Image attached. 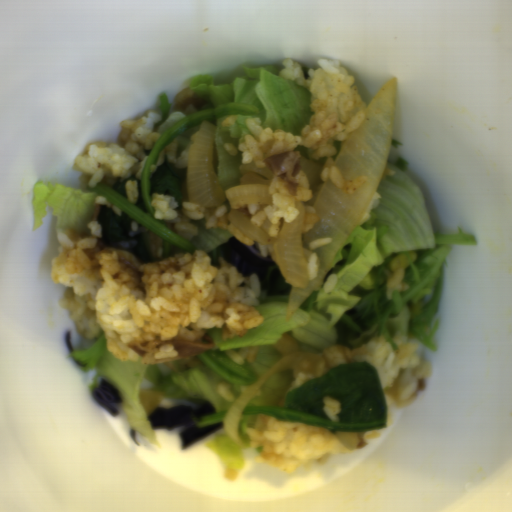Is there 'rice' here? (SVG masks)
<instances>
[{
  "mask_svg": "<svg viewBox=\"0 0 512 512\" xmlns=\"http://www.w3.org/2000/svg\"><path fill=\"white\" fill-rule=\"evenodd\" d=\"M102 226L91 221L87 229L56 230L59 244L51 262L52 283L65 291L60 306L71 311L76 330L87 339L103 334L105 347L120 361H139L126 347L130 340H197L210 328H220L222 340L241 337L260 326V283L219 257L212 265L207 253H176L179 270H162L157 263L142 264L144 290L116 261V252L91 261L82 250L101 241Z\"/></svg>",
  "mask_w": 512,
  "mask_h": 512,
  "instance_id": "1",
  "label": "rice"
},
{
  "mask_svg": "<svg viewBox=\"0 0 512 512\" xmlns=\"http://www.w3.org/2000/svg\"><path fill=\"white\" fill-rule=\"evenodd\" d=\"M281 62L284 68L280 70V78L294 80L295 85H302L311 94L310 120L293 134L282 129L262 128L259 117L246 119L249 135L237 146L226 143L225 151L233 156L240 152L243 165L253 163L256 167H266L263 160L268 157L307 147L313 159L327 158L318 174L322 183L332 181L344 194H352L367 177L341 178L334 158L369 110L356 79L337 60L320 59L318 69L310 68L309 78L291 58Z\"/></svg>",
  "mask_w": 512,
  "mask_h": 512,
  "instance_id": "2",
  "label": "rice"
},
{
  "mask_svg": "<svg viewBox=\"0 0 512 512\" xmlns=\"http://www.w3.org/2000/svg\"><path fill=\"white\" fill-rule=\"evenodd\" d=\"M163 113L149 110L136 119L120 122L118 142H94L86 154L78 155L74 170L80 171L81 185L112 188L117 181L134 175L142 182L144 167L158 141L171 127L187 119L181 111L172 112L164 121Z\"/></svg>",
  "mask_w": 512,
  "mask_h": 512,
  "instance_id": "3",
  "label": "rice"
},
{
  "mask_svg": "<svg viewBox=\"0 0 512 512\" xmlns=\"http://www.w3.org/2000/svg\"><path fill=\"white\" fill-rule=\"evenodd\" d=\"M250 437L249 446H262L256 460L268 464L280 472L308 471L328 453L352 452L335 432L321 426L281 421L271 416L260 415L253 427H246Z\"/></svg>",
  "mask_w": 512,
  "mask_h": 512,
  "instance_id": "4",
  "label": "rice"
},
{
  "mask_svg": "<svg viewBox=\"0 0 512 512\" xmlns=\"http://www.w3.org/2000/svg\"><path fill=\"white\" fill-rule=\"evenodd\" d=\"M392 341L398 347L397 350L383 336L372 339L363 347L352 351L351 362H367L373 365L382 389L399 379L400 400L410 399L416 392L418 383L432 376L433 367L415 353L417 344L408 342L399 331Z\"/></svg>",
  "mask_w": 512,
  "mask_h": 512,
  "instance_id": "5",
  "label": "rice"
},
{
  "mask_svg": "<svg viewBox=\"0 0 512 512\" xmlns=\"http://www.w3.org/2000/svg\"><path fill=\"white\" fill-rule=\"evenodd\" d=\"M151 206L154 209L153 217L155 220L173 222L175 231L182 235L188 242L198 235L197 226L193 223L194 219H204L205 228L225 229L246 246L256 244L260 248L262 256L269 253V248L258 240L232 224L227 218L232 206L227 200L219 207L208 208L205 206L183 201L182 207L177 208L178 204L171 195L153 194Z\"/></svg>",
  "mask_w": 512,
  "mask_h": 512,
  "instance_id": "6",
  "label": "rice"
},
{
  "mask_svg": "<svg viewBox=\"0 0 512 512\" xmlns=\"http://www.w3.org/2000/svg\"><path fill=\"white\" fill-rule=\"evenodd\" d=\"M270 192L273 196L270 204H235L238 212L245 217L262 225L270 220V229L267 236H275L284 227L285 223L299 216V202L312 201L313 186L305 173L300 169L298 180L295 184V193L273 176L270 182Z\"/></svg>",
  "mask_w": 512,
  "mask_h": 512,
  "instance_id": "7",
  "label": "rice"
},
{
  "mask_svg": "<svg viewBox=\"0 0 512 512\" xmlns=\"http://www.w3.org/2000/svg\"><path fill=\"white\" fill-rule=\"evenodd\" d=\"M179 139L170 142L159 154L156 162L150 166L149 174H152L157 168L165 163L174 164L175 169L188 168L190 144L186 146L176 157Z\"/></svg>",
  "mask_w": 512,
  "mask_h": 512,
  "instance_id": "8",
  "label": "rice"
},
{
  "mask_svg": "<svg viewBox=\"0 0 512 512\" xmlns=\"http://www.w3.org/2000/svg\"><path fill=\"white\" fill-rule=\"evenodd\" d=\"M332 241H333L332 236L331 237H323V238L316 239L312 242L307 243L305 245V247L303 248L305 259L308 264V279L310 282L312 280H314L315 278H317L318 268H319L317 255H316L314 249H317L322 245L329 244Z\"/></svg>",
  "mask_w": 512,
  "mask_h": 512,
  "instance_id": "9",
  "label": "rice"
},
{
  "mask_svg": "<svg viewBox=\"0 0 512 512\" xmlns=\"http://www.w3.org/2000/svg\"><path fill=\"white\" fill-rule=\"evenodd\" d=\"M405 279V268L397 269L386 284L387 301L393 300L394 293L404 292L408 289V284L405 282Z\"/></svg>",
  "mask_w": 512,
  "mask_h": 512,
  "instance_id": "10",
  "label": "rice"
},
{
  "mask_svg": "<svg viewBox=\"0 0 512 512\" xmlns=\"http://www.w3.org/2000/svg\"><path fill=\"white\" fill-rule=\"evenodd\" d=\"M260 347L252 346V347H243L239 351L227 350L224 351V354L231 359L236 364L243 365L246 361L249 364L253 363Z\"/></svg>",
  "mask_w": 512,
  "mask_h": 512,
  "instance_id": "11",
  "label": "rice"
},
{
  "mask_svg": "<svg viewBox=\"0 0 512 512\" xmlns=\"http://www.w3.org/2000/svg\"><path fill=\"white\" fill-rule=\"evenodd\" d=\"M323 410L326 416L334 423L338 421V414H341L342 407L340 403L331 396H324Z\"/></svg>",
  "mask_w": 512,
  "mask_h": 512,
  "instance_id": "12",
  "label": "rice"
},
{
  "mask_svg": "<svg viewBox=\"0 0 512 512\" xmlns=\"http://www.w3.org/2000/svg\"><path fill=\"white\" fill-rule=\"evenodd\" d=\"M381 201V195L376 190L374 191L370 201L368 202L366 208L364 209L363 213L361 214L359 220L357 221L355 226H362L365 225L371 216V211L378 207L379 203Z\"/></svg>",
  "mask_w": 512,
  "mask_h": 512,
  "instance_id": "13",
  "label": "rice"
},
{
  "mask_svg": "<svg viewBox=\"0 0 512 512\" xmlns=\"http://www.w3.org/2000/svg\"><path fill=\"white\" fill-rule=\"evenodd\" d=\"M125 195L126 199L133 206L138 202L139 191L137 180H130L125 184Z\"/></svg>",
  "mask_w": 512,
  "mask_h": 512,
  "instance_id": "14",
  "label": "rice"
},
{
  "mask_svg": "<svg viewBox=\"0 0 512 512\" xmlns=\"http://www.w3.org/2000/svg\"><path fill=\"white\" fill-rule=\"evenodd\" d=\"M178 350L174 348L173 344H162L159 347V352H155L154 359L177 357Z\"/></svg>",
  "mask_w": 512,
  "mask_h": 512,
  "instance_id": "15",
  "label": "rice"
},
{
  "mask_svg": "<svg viewBox=\"0 0 512 512\" xmlns=\"http://www.w3.org/2000/svg\"><path fill=\"white\" fill-rule=\"evenodd\" d=\"M215 391L219 396H221L223 399L227 400L230 403H233L235 401L234 394L231 390V384L230 382H224L217 385Z\"/></svg>",
  "mask_w": 512,
  "mask_h": 512,
  "instance_id": "16",
  "label": "rice"
},
{
  "mask_svg": "<svg viewBox=\"0 0 512 512\" xmlns=\"http://www.w3.org/2000/svg\"><path fill=\"white\" fill-rule=\"evenodd\" d=\"M94 203H95V205H99V206H103V205L110 206L118 214L119 217L122 215V212L124 211L123 209H121L119 206L114 204L112 201H110L105 196L95 197Z\"/></svg>",
  "mask_w": 512,
  "mask_h": 512,
  "instance_id": "17",
  "label": "rice"
},
{
  "mask_svg": "<svg viewBox=\"0 0 512 512\" xmlns=\"http://www.w3.org/2000/svg\"><path fill=\"white\" fill-rule=\"evenodd\" d=\"M336 285H337V276L335 273V274H331L330 276H328L325 286H324V289L328 293V292L332 291Z\"/></svg>",
  "mask_w": 512,
  "mask_h": 512,
  "instance_id": "18",
  "label": "rice"
},
{
  "mask_svg": "<svg viewBox=\"0 0 512 512\" xmlns=\"http://www.w3.org/2000/svg\"><path fill=\"white\" fill-rule=\"evenodd\" d=\"M389 176H394V170H390L386 161H385V164H384V168H383V172H382V175H381V178L379 180L380 181H383L386 177H389Z\"/></svg>",
  "mask_w": 512,
  "mask_h": 512,
  "instance_id": "19",
  "label": "rice"
},
{
  "mask_svg": "<svg viewBox=\"0 0 512 512\" xmlns=\"http://www.w3.org/2000/svg\"><path fill=\"white\" fill-rule=\"evenodd\" d=\"M236 122V115L231 117H226L224 121L222 122V126L229 127L232 125H235Z\"/></svg>",
  "mask_w": 512,
  "mask_h": 512,
  "instance_id": "20",
  "label": "rice"
},
{
  "mask_svg": "<svg viewBox=\"0 0 512 512\" xmlns=\"http://www.w3.org/2000/svg\"><path fill=\"white\" fill-rule=\"evenodd\" d=\"M142 224L140 222H138L135 218H134V221L131 225V230L133 231H139V227L141 226Z\"/></svg>",
  "mask_w": 512,
  "mask_h": 512,
  "instance_id": "21",
  "label": "rice"
}]
</instances>
